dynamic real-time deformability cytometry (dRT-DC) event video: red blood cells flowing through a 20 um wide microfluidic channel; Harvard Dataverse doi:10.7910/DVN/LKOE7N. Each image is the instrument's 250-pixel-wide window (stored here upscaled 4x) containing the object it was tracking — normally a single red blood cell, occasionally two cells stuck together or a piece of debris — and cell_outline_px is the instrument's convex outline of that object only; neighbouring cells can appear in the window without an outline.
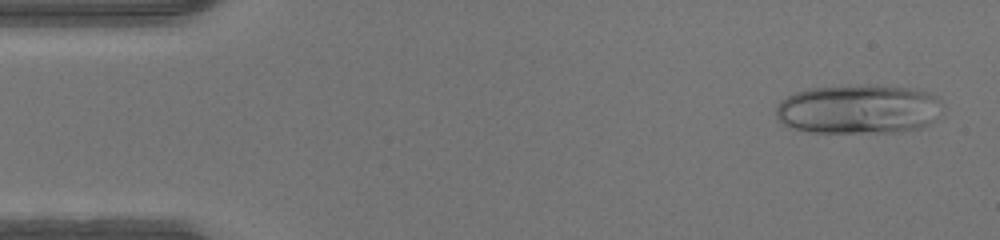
{"species": "human", "species_latin": "Homo sapiens", "temperature_condition": "warm", "stored_images_in_passage": 46, "camera_frame_rate_fps": 3000, "um_per_image_px": 0.085, "donor": {"sex": "male"}, "frame": {"image": 1, "passage_image": 2, "time_ms": 0.333, "image_size_px": [1000, 240], "cell_outline_px": [[940, 100], [936, 120], [920, 128], [896, 132], [816, 132], [792, 128], [784, 124], [776, 116], [776, 108], [780, 100], [796, 92], [808, 88], [848, 84], [912, 88], [928, 92], [936, 96]], "centroid_in_image_um": [72.95, 9.27], "position_along_channel_um": 12.1, "area_um2": 47.92}}
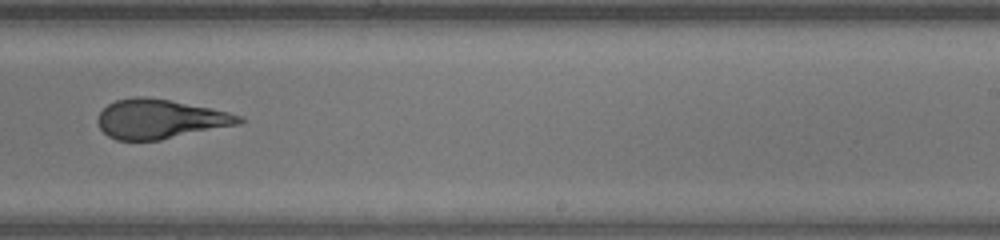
{"frame": {"image": 2, "passage_image": 28, "time_ms": 9.0, "image_size_px": [1000, 240], "cell_outline_px": [[244, 120], [240, 124], [160, 140], [116, 140], [108, 136], [100, 128], [96, 120], [100, 112], [108, 104], [116, 100], [136, 96], [144, 96], [168, 100], [228, 112], [244, 116]], "centroid_in_image_um": [13.59, 10.12], "position_along_channel_um": 275.4, "area_um2": 32.19}}
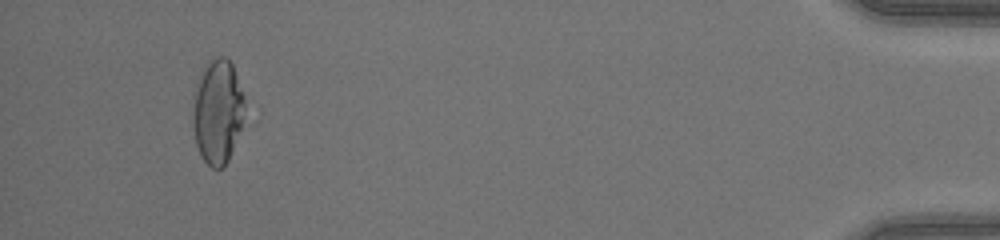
{"frame": {"image": 3, "passage_image": 43, "time_ms": 14.0, "image_size_px": [1000, 240], "cell_outline_px": [[252, 124], [228, 160], [220, 168], [212, 168], [200, 156], [196, 144], [192, 120], [192, 112], [196, 92], [204, 64], [208, 60], [216, 56], [224, 56], [232, 64], [244, 92], [252, 116]], "centroid_in_image_um": [18.67, 9.54], "position_along_channel_um": 416.5, "area_um2": 33.93}}